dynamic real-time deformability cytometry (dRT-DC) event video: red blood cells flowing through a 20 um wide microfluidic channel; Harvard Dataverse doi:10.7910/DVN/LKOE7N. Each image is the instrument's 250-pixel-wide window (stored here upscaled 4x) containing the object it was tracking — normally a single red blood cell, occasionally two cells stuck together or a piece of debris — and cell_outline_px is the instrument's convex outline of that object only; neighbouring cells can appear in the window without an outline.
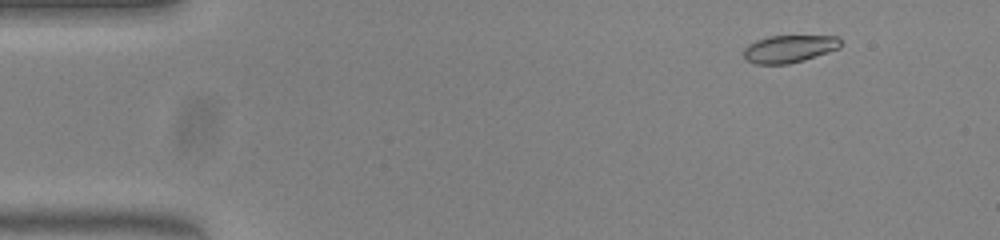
{"species": "common noctule bat (a hibernating species)", "species_latin": "Nyctalus noctula", "temperature_condition": "warm", "stored_images_in_passage": 50, "camera_frame_rate_fps": 3000, "um_per_image_px": 0.085, "animal": {"sex": "female", "body_mass_g": 23.0, "forearm_length_mm": 53.4}, "frame": {"image": 1, "passage_image": 4, "time_ms": 1.0, "image_size_px": [1000, 240], "cell_outline_px": [[840, 48], [804, 60], [788, 64], [756, 64], [744, 60], [744, 48], [748, 44], [756, 40], [768, 36], [836, 36], [840, 40]], "centroid_in_image_um": [67.04, 4.15], "position_along_channel_um": 18.0, "area_um2": 15.55}}
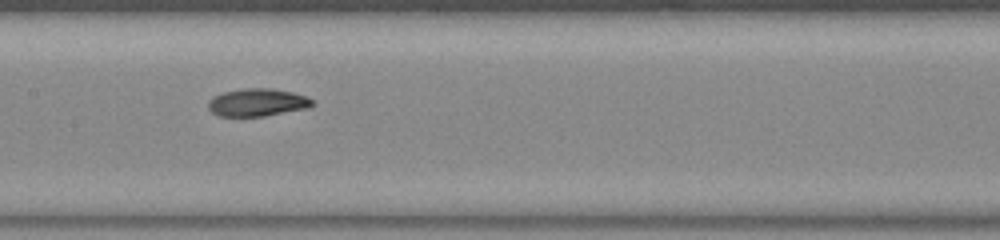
{"frame": {"image": 2, "passage_image": 24, "time_ms": 7.667, "image_size_px": [1000, 240], "cell_outline_px": [[316, 104], [312, 108], [264, 116], [220, 116], [212, 112], [208, 108], [208, 100], [212, 96], [224, 92], [244, 88], [272, 88], [292, 92], [316, 100]], "centroid_in_image_um": [21.93, 8.71], "position_along_channel_um": 185.5, "area_um2": 17.11}}
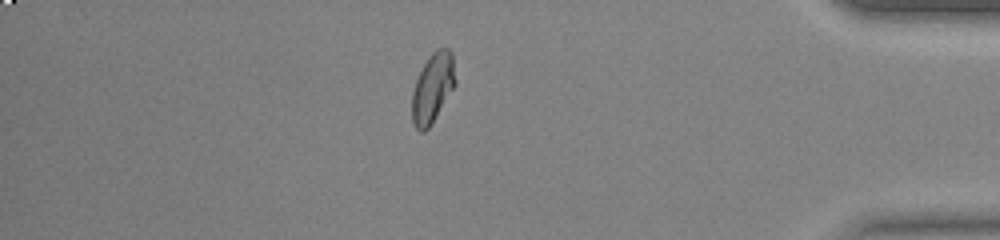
{"frame": {"image": 3, "passage_image": 43, "time_ms": 14.0, "image_size_px": [1000, 240], "cell_outline_px": [[456, 84], [428, 128], [424, 132], [420, 132], [416, 128], [412, 120], [412, 92], [416, 80], [428, 56], [436, 48], [448, 48], [452, 52], [456, 80]], "centroid_in_image_um": [36.78, 7.44], "position_along_channel_um": 398.4, "area_um2": 17.46}, "authors_computed_cell_mechanics": {"area_um2": 17.1088, "velocity_mm_per_s": 3.9672, "shape_relaxation_time_tau1_ms": 5.877, "shape_relaxation_time_tau2_ms": 2.4269, "deformation_change_tau1": 0.1685, "deformation_change_tau2": 0.0609}}